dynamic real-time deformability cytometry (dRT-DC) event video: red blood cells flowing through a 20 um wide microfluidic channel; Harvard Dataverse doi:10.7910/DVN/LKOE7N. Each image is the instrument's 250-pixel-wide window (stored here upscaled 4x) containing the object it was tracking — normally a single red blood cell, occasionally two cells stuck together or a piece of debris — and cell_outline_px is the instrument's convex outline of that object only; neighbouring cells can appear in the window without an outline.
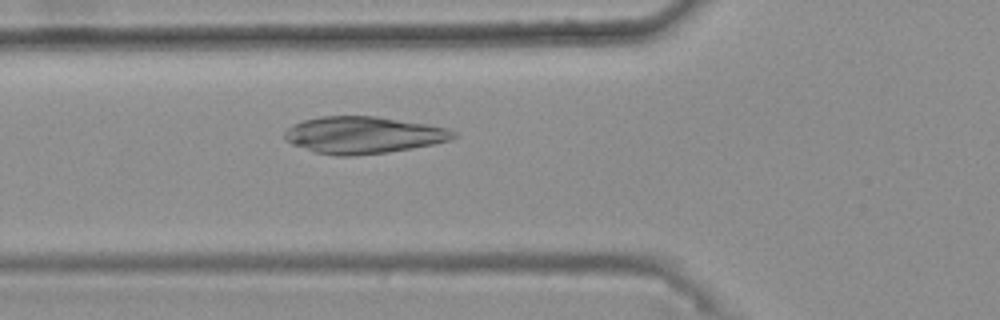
{"species": "common noctule bat (a hibernating species)", "species_latin": "Nyctalus noctula", "temperature_condition": "warm", "stored_images_in_passage": 29, "camera_frame_rate_fps": 3000, "um_per_image_px": 0.085, "animal": {"sex": "female", "body_mass_g": 25.1}, "frame": {"image": 1, "passage_image": 8, "time_ms": 2.333, "image_size_px": [1000, 320], "cell_outline_px": [[456, 136], [448, 140], [432, 144], [412, 148], [388, 152], [352, 156], [340, 156], [316, 152], [292, 144], [284, 140], [284, 132], [292, 124], [304, 120], [320, 116], [376, 116], [428, 124], [448, 128], [456, 132]], "centroid_in_image_um": [30.86, 11.47], "position_along_channel_um": 94.9, "area_um2": 36.3}}
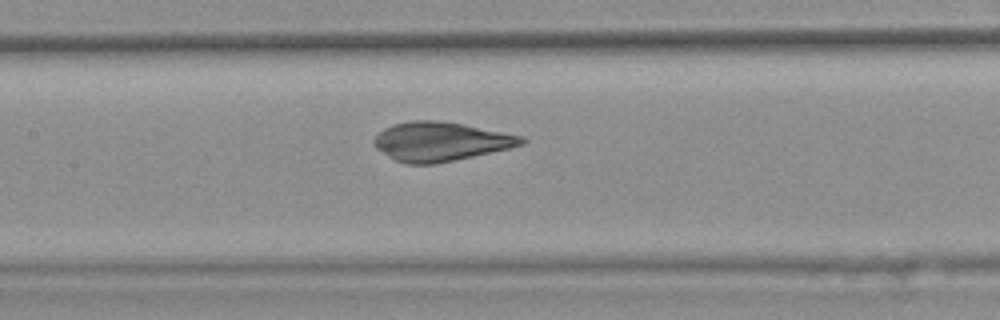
{"frame": {"image": 2, "passage_image": 14, "time_ms": 4.333, "image_size_px": [1000, 320], "cell_outline_px": [[528, 140], [524, 144], [508, 148], [472, 156], [432, 164], [404, 164], [388, 156], [376, 148], [376, 136], [384, 128], [392, 124], [412, 120], [440, 120], [464, 124], [524, 136]], "centroid_in_image_um": [37.47, 12.01], "position_along_channel_um": 169.9, "area_um2": 33.29}}
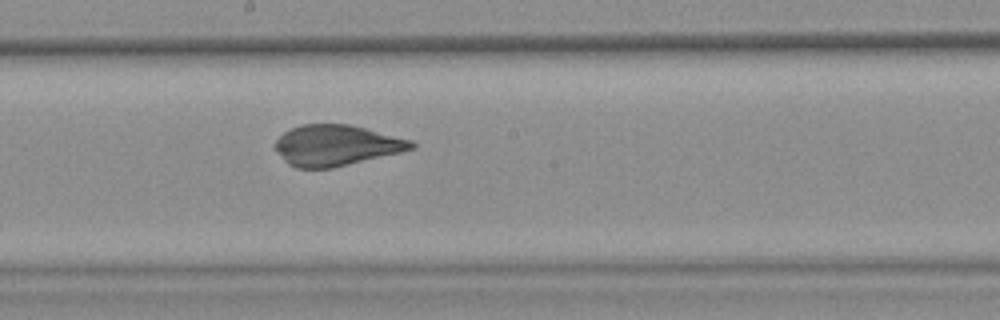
{"frame": {"image": 3, "passage_image": 18, "time_ms": 5.667, "image_size_px": [1000, 320], "cell_outline_px": [[416, 148], [400, 152], [332, 168], [296, 168], [288, 164], [284, 160], [276, 148], [276, 140], [284, 132], [300, 124], [348, 124], [412, 140], [416, 144]], "centroid_in_image_um": [28.59, 12.35], "position_along_channel_um": 219.6, "area_um2": 32.02}}